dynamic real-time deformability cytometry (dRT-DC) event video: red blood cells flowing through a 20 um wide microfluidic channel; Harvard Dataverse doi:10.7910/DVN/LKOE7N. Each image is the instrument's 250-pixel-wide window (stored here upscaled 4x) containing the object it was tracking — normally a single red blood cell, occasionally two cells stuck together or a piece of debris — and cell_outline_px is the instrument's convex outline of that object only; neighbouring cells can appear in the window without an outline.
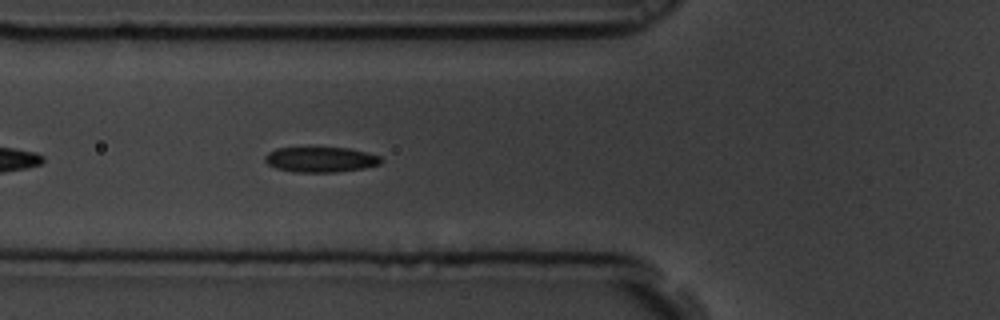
{"species": "common noctule bat (a hibernating species)", "species_latin": "Nyctalus noctula", "temperature_condition": "room temperature", "stored_images_in_passage": 44, "camera_frame_rate_fps": 3000, "um_per_image_px": 0.085, "animal": {"sex": "male", "body_mass_g": 19.5, "forearm_length_mm": 54.6}, "frame": {"image": 1, "passage_image": 7, "time_ms": 2.0, "image_size_px": [1000, 320], "cell_outline_px": [[384, 160], [380, 164], [364, 168], [336, 172], [292, 172], [276, 168], [268, 164], [264, 160], [264, 156], [268, 152], [276, 148], [348, 148], [380, 156]], "centroid_in_image_um": [27.24, 13.57], "position_along_channel_um": 98.6, "area_um2": 17.05}}
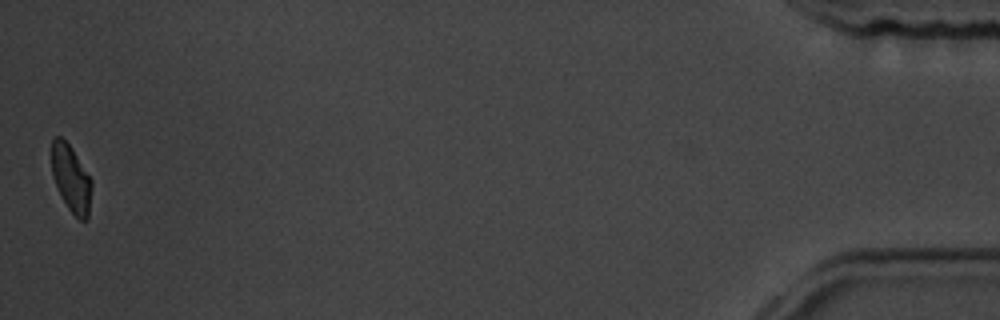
{"frame": {"image": 2, "passage_image": 44, "time_ms": 14.333, "image_size_px": [1000, 320], "cell_outline_px": [[92, 184], [88, 220], [80, 220], [68, 208], [56, 184], [52, 172], [52, 140], [56, 136], [60, 136], [72, 148], [92, 180]], "centroid_in_image_um": [6.07, 15.18], "position_along_channel_um": 429.1, "area_um2": 15.32}, "authors_computed_cell_mechanics": {"area_um2": 17.3689, "velocity_mm_per_s": 3.4526, "shape_relaxation_time_tau1_ms": 2.7056, "shape_relaxation_time_tau2_ms": 2.1097, "deformation_change_tau1": 0.1029, "deformation_change_tau2": 0.079}}